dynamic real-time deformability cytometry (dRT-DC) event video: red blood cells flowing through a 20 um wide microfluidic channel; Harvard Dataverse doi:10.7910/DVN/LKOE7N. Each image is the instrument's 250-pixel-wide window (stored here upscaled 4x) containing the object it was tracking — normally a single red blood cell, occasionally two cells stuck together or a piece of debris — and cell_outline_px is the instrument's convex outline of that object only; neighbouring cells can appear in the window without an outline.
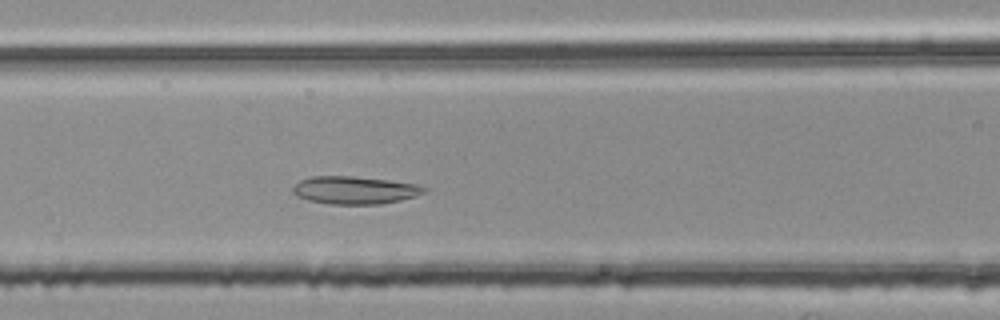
{"species": "common noctule bat (a hibernating species)", "species_latin": "Nyctalus noctula", "temperature_condition": "room temperature", "stored_images_in_passage": 43, "camera_frame_rate_fps": 3000, "um_per_image_px": 0.085, "animal": {"sex": "female", "body_mass_g": 25.1}, "frame": {"image": 1, "passage_image": 17, "time_ms": 5.333, "image_size_px": [1000, 320], "cell_outline_px": [[428, 188], [424, 192], [416, 196], [400, 200], [380, 204], [328, 204], [308, 200], [296, 196], [292, 192], [292, 188], [300, 180], [312, 176], [352, 176], [388, 180], [416, 184]], "centroid_in_image_um": [30.13, 16.16], "position_along_channel_um": 136.5, "area_um2": 21.21}}
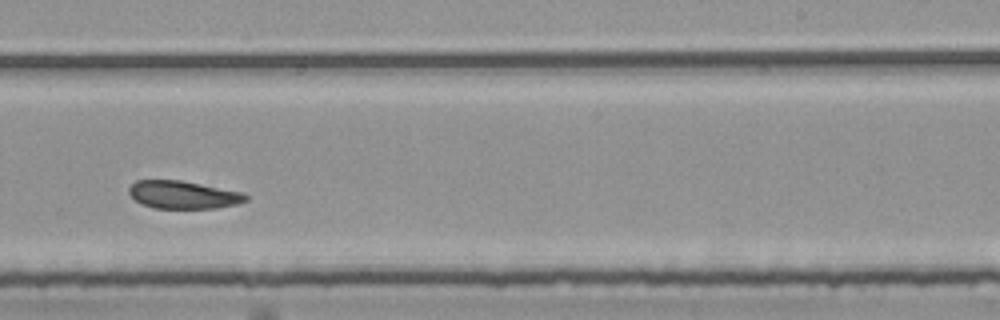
{"frame": {"image": 2, "passage_image": 28, "time_ms": 9.0, "image_size_px": [1000, 320], "cell_outline_px": [[248, 200], [236, 204], [216, 208], [152, 208], [140, 204], [128, 192], [128, 188], [136, 180], [180, 180], [244, 192], [248, 196]], "centroid_in_image_um": [15.57, 16.55], "position_along_channel_um": 273.4, "area_um2": 19.02}}
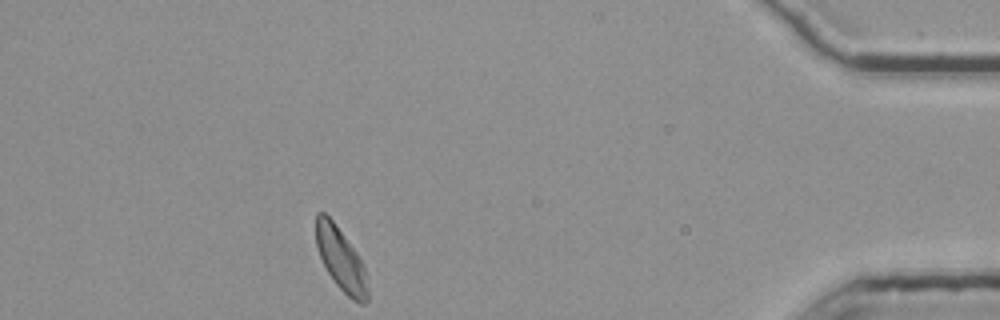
{"frame": {"image": 3, "passage_image": 43, "time_ms": 14.0, "image_size_px": [1000, 320], "cell_outline_px": [[368, 300], [364, 304], [360, 304], [352, 300], [336, 284], [328, 272], [320, 256], [316, 244], [316, 212], [324, 212], [332, 220], [356, 252], [368, 276]], "centroid_in_image_um": [28.99, 22.08], "position_along_channel_um": 406.2, "area_um2": 18.73}, "authors_computed_cell_mechanics": {"area_um2": 20.3456, "velocity_mm_per_s": 3.753, "shape_relaxation_time_tau1_ms": null, "shape_relaxation_time_tau2_ms": 3.9648, "deformation_change_tau1": null, "deformation_change_tau2": 0.108}}